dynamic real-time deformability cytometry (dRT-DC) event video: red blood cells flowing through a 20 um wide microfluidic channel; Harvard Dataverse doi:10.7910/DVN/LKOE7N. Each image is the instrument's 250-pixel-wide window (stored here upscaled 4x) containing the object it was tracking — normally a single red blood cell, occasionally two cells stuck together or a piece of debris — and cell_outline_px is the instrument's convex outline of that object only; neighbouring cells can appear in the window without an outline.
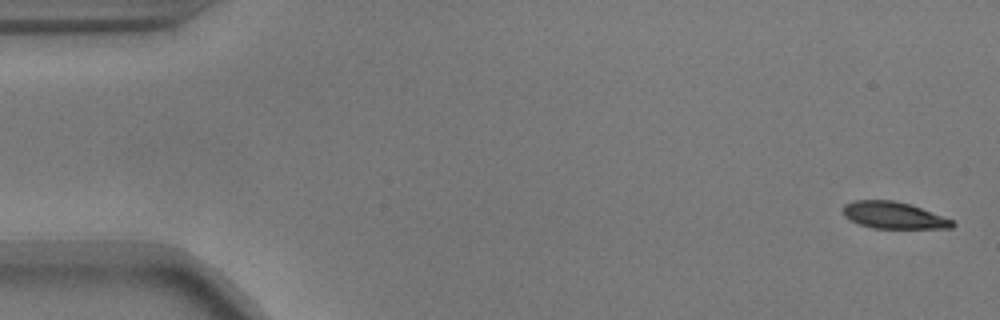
{"species": "common noctule bat (a hibernating species)", "species_latin": "Nyctalus noctula", "temperature_condition": "warm", "stored_images_in_passage": 6, "camera_frame_rate_fps": 3000, "um_per_image_px": 0.085, "animal": {"sex": "male", "body_mass_g": 17.9}, "frame": {"image": 1, "passage_image": 1, "time_ms": 0.0, "image_size_px": [1000, 320], "cell_outline_px": [[956, 224], [952, 228], [872, 228], [860, 224], [844, 216], [844, 204], [852, 200], [892, 200], [912, 204], [952, 220]], "centroid_in_image_um": [75.96, 18.29], "position_along_channel_um": 9.0, "area_um2": 16.99}}